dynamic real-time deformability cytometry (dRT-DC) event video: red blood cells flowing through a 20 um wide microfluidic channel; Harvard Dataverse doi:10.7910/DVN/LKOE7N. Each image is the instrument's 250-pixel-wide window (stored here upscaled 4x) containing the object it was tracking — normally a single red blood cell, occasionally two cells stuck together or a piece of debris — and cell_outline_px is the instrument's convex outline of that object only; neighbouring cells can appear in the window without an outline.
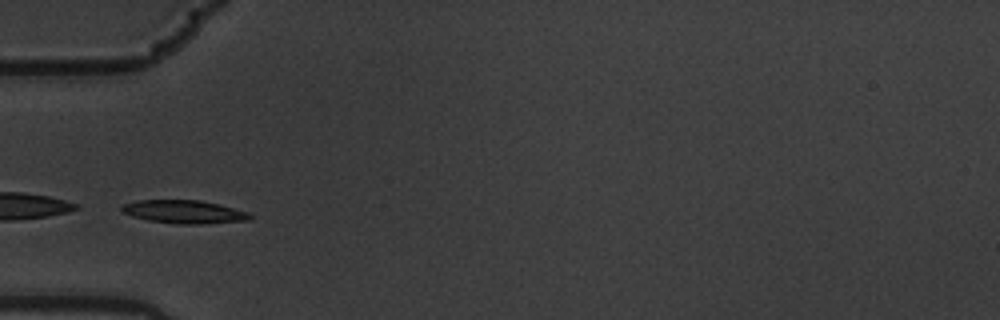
{"species": "common noctule bat (a hibernating species)", "species_latin": "Nyctalus noctula", "temperature_condition": "warm", "stored_images_in_passage": 6, "camera_frame_rate_fps": 3000, "um_per_image_px": 0.085, "animal": {"sex": "male", "body_mass_g": 19.5, "forearm_length_mm": 54.6}, "frame": {"image": 1, "passage_image": 4, "time_ms": 1.0, "image_size_px": [1000, 320], "cell_outline_px": [[252, 216], [248, 220], [200, 224], [180, 224], [148, 220], [132, 216], [124, 212], [120, 208], [124, 204], [136, 200], [200, 200], [220, 204], [248, 212]], "centroid_in_image_um": [15.65, 17.99], "position_along_channel_um": 69.3, "area_um2": 17.22}}
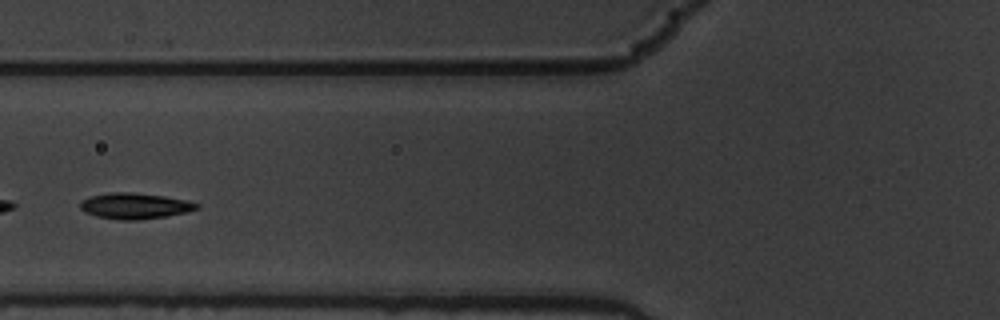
{"frame": {"image": 2, "passage_image": 5, "time_ms": 1.333, "image_size_px": [1000, 320], "cell_outline_px": [[200, 208], [188, 212], [164, 216], [136, 220], [120, 220], [96, 216], [84, 212], [80, 208], [80, 200], [92, 196], [108, 192], [132, 192], [164, 196], [188, 200], [200, 204]], "centroid_in_image_um": [11.47, 17.49], "position_along_channel_um": 114.3, "area_um2": 17.69}}
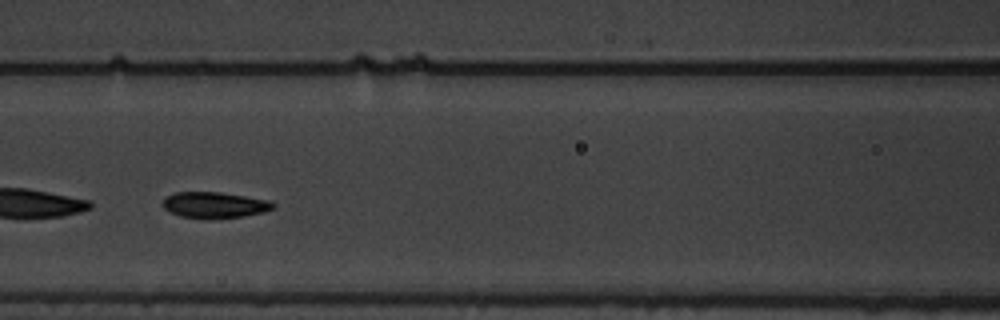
{"frame": {"image": 3, "passage_image": 6, "time_ms": 1.667, "image_size_px": [1000, 320], "cell_outline_px": [[276, 208], [264, 212], [244, 216], [212, 220], [208, 220], [180, 216], [164, 208], [164, 200], [168, 196], [176, 192], [220, 192], [272, 200], [276, 204]], "centroid_in_image_um": [18.33, 17.44], "position_along_channel_um": 148.3, "area_um2": 17.05}}